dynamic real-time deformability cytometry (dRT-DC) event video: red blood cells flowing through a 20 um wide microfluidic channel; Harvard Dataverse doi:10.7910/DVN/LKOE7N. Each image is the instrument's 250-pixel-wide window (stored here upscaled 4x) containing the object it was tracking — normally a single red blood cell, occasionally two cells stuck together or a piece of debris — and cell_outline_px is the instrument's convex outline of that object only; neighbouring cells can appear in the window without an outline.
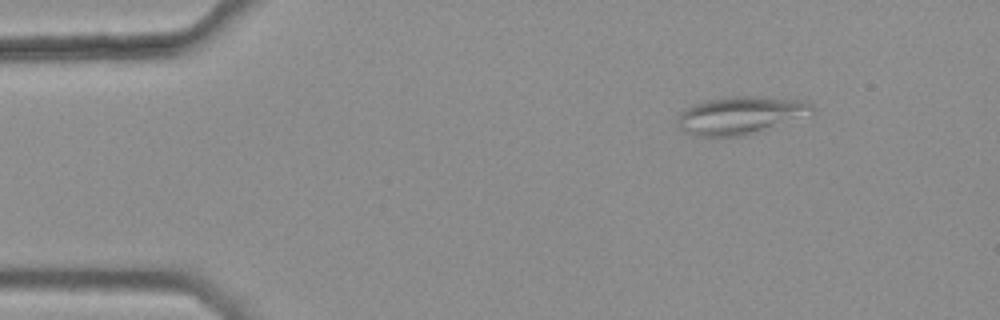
{"species": "common noctule bat (a hibernating species)", "species_latin": "Nyctalus noctula", "temperature_condition": "warm", "stored_images_in_passage": 4, "camera_frame_rate_fps": 3000, "um_per_image_px": 0.085, "animal": {"sex": "female", "body_mass_g": 25.1}, "frame": {"image": 1, "passage_image": 1, "time_ms": 0.0, "image_size_px": [1000, 320], "cell_outline_px": [[812, 112], [764, 132], [748, 136], [696, 136], [680, 128], [676, 124], [676, 120], [680, 112], [684, 108], [708, 100], [724, 96], [768, 96], [808, 100], [812, 104]], "centroid_in_image_um": [62.96, 9.79], "position_along_channel_um": 22.0, "area_um2": 30.11}}